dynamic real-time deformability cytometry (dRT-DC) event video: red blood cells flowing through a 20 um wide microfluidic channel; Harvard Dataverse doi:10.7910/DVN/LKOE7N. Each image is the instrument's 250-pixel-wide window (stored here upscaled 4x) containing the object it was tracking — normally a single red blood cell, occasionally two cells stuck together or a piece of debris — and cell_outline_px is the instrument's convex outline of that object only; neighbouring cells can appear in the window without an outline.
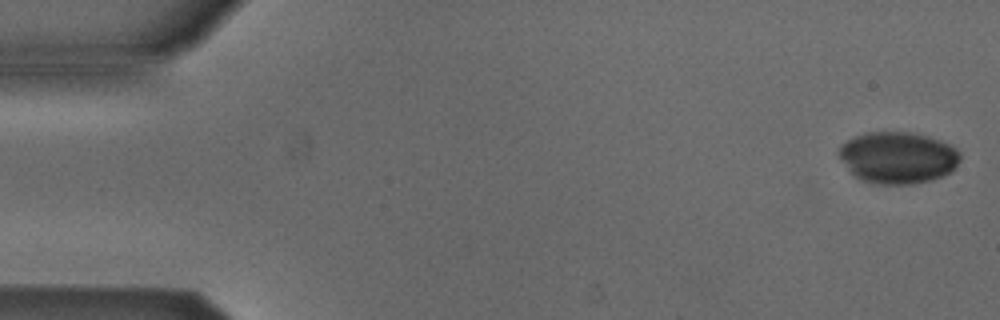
{"species": "Egyptian fruit bat (a non-hibernating species)", "species_latin": "Rousettus aegyptiacus", "temperature_condition": "cold", "stored_images_in_passage": 4, "camera_frame_rate_fps": 3000, "um_per_image_px": 0.085, "animal": {"sex": "male"}, "frame": {"image": 1, "passage_image": 1, "time_ms": 0.0, "image_size_px": [1000, 320], "cell_outline_px": [[960, 160], [956, 168], [952, 172], [944, 176], [932, 180], [912, 184], [872, 184], [860, 180], [848, 168], [840, 156], [840, 144], [856, 136], [868, 132], [908, 132], [928, 136], [952, 144], [960, 152]], "centroid_in_image_um": [76.38, 13.41], "position_along_channel_um": 8.6, "area_um2": 36.7}}